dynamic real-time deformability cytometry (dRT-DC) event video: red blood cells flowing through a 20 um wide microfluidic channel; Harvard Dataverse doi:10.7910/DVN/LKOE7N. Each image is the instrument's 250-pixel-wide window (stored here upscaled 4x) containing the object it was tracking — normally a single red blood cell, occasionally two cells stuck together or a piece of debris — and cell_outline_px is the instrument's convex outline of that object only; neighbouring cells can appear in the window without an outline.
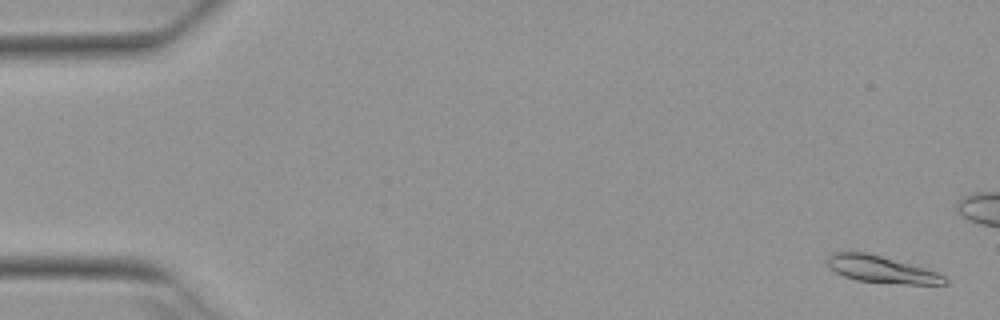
{"species": "Egyptian fruit bat (a non-hibernating species)", "species_latin": "Rousettus aegyptiacus", "temperature_condition": "warm", "stored_images_in_passage": 5, "camera_frame_rate_fps": 3000, "um_per_image_px": 0.085, "animal": {"sex": "female"}, "frame": {"image": 1, "passage_image": 1, "time_ms": 0.0, "image_size_px": [1000, 320], "cell_outline_px": [[948, 284], [904, 284], [856, 280], [844, 276], [836, 272], [824, 260], [832, 252], [864, 252], [880, 256], [924, 268], [936, 272], [944, 276], [948, 280]], "centroid_in_image_um": [74.9, 22.9], "position_along_channel_um": 10.1, "area_um2": 18.09}}